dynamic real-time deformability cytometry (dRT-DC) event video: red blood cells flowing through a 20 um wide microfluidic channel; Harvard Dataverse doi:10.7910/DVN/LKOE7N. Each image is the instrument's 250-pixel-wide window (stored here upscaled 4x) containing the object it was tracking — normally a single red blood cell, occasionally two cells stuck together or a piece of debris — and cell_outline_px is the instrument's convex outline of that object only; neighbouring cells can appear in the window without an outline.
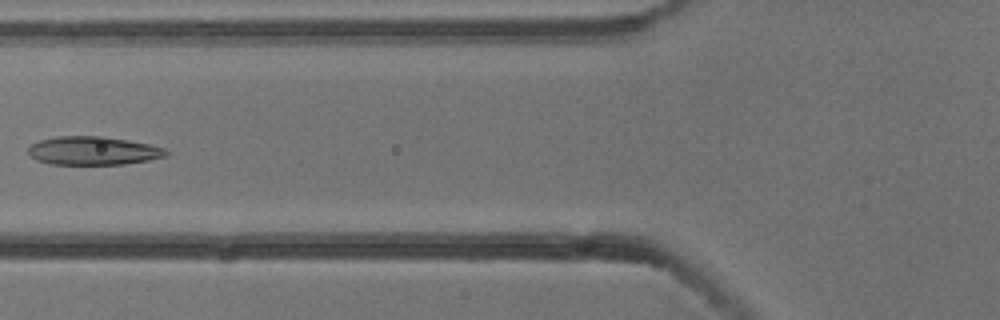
{"species": "common noctule bat (a hibernating species)", "species_latin": "Nyctalus noctula", "temperature_condition": "cold", "stored_images_in_passage": 5, "camera_frame_rate_fps": 3000, "um_per_image_px": 0.085, "animal": {"sex": "male", "body_mass_g": 13.3}, "frame": {"image": 1, "passage_image": 4, "time_ms": 1.0, "image_size_px": [1000, 320], "cell_outline_px": [[168, 156], [148, 160], [124, 164], [52, 164], [36, 160], [28, 156], [28, 148], [32, 144], [40, 140], [56, 136], [104, 136], [128, 140], [148, 144], [164, 148], [168, 152]], "centroid_in_image_um": [7.9, 12.81], "position_along_channel_um": 117.9, "area_um2": 22.89}}
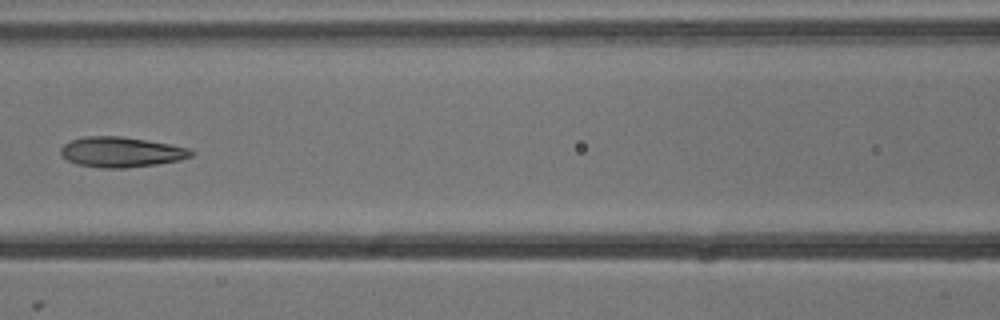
{"frame": {"image": 2, "passage_image": 5, "time_ms": 1.333, "image_size_px": [1000, 320], "cell_outline_px": [[196, 152], [192, 156], [180, 160], [156, 164], [124, 168], [104, 168], [76, 164], [68, 160], [60, 152], [60, 148], [64, 144], [72, 140], [84, 136], [120, 136], [168, 144], [188, 148]], "centroid_in_image_um": [10.3, 12.92], "position_along_channel_um": 156.3, "area_um2": 22.77}}